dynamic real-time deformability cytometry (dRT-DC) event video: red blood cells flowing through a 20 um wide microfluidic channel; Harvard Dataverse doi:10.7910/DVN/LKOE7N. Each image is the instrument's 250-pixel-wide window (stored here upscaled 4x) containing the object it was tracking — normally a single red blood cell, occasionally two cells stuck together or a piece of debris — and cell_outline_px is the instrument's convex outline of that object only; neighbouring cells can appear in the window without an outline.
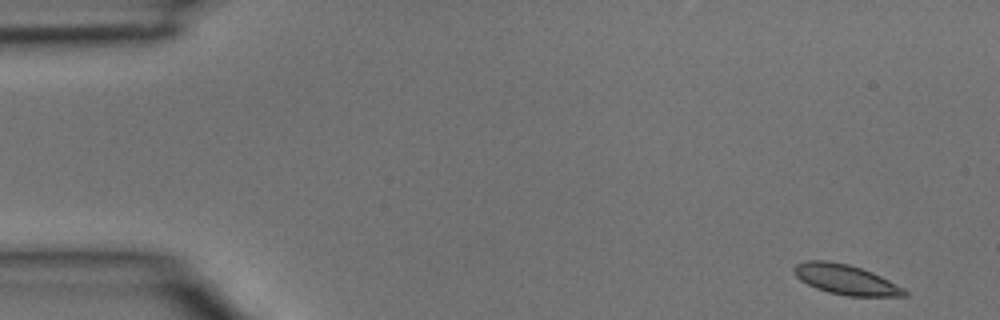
{"species": "common noctule bat (a hibernating species)", "species_latin": "Nyctalus noctula", "temperature_condition": "room temperature", "stored_images_in_passage": 3, "camera_frame_rate_fps": 3000, "um_per_image_px": 0.085, "animal": {"sex": "male", "body_mass_g": 15.6}, "frame": {"image": 1, "passage_image": 1, "time_ms": 0.0, "image_size_px": [1000, 320], "cell_outline_px": [[908, 296], [848, 296], [828, 292], [816, 288], [800, 280], [796, 276], [792, 268], [796, 264], [808, 260], [828, 260], [848, 264], [872, 272], [904, 288], [908, 292]], "centroid_in_image_um": [71.87, 23.76], "position_along_channel_um": 13.1, "area_um2": 19.25}}